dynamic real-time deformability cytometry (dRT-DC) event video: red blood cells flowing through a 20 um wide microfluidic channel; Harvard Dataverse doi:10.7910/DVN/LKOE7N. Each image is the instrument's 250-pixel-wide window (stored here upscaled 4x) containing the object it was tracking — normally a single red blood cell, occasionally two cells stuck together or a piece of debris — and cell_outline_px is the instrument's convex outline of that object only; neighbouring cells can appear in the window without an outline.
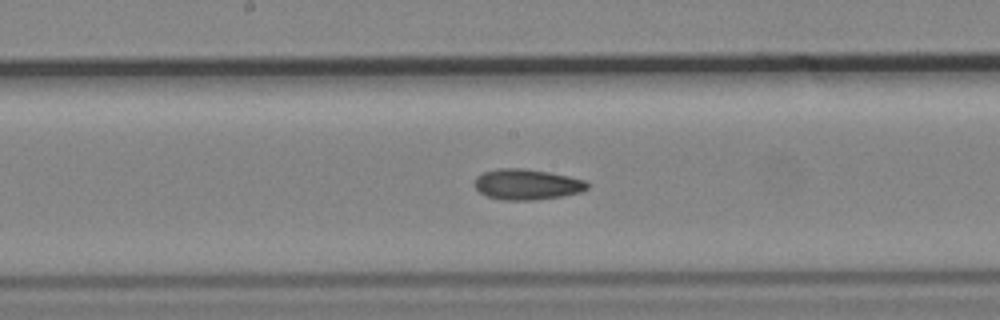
{"species": "common noctule bat (a hibernating species)", "species_latin": "Nyctalus noctula", "temperature_condition": "cold", "stored_images_in_passage": 11, "camera_frame_rate_fps": 3000, "um_per_image_px": 0.085, "animal": {"sex": "male", "body_mass_g": 19.2, "forearm_length_mm": 51.8}, "frame": {"image": 1, "passage_image": 9, "time_ms": 10.667, "image_size_px": [1000, 320], "cell_outline_px": [[588, 188], [580, 192], [564, 196], [532, 200], [504, 200], [488, 196], [480, 192], [476, 188], [476, 176], [484, 172], [500, 168], [524, 168], [548, 172], [568, 176], [584, 180], [588, 184]], "centroid_in_image_um": [44.8, 15.67], "position_along_channel_um": 203.4, "area_um2": 19.94}}
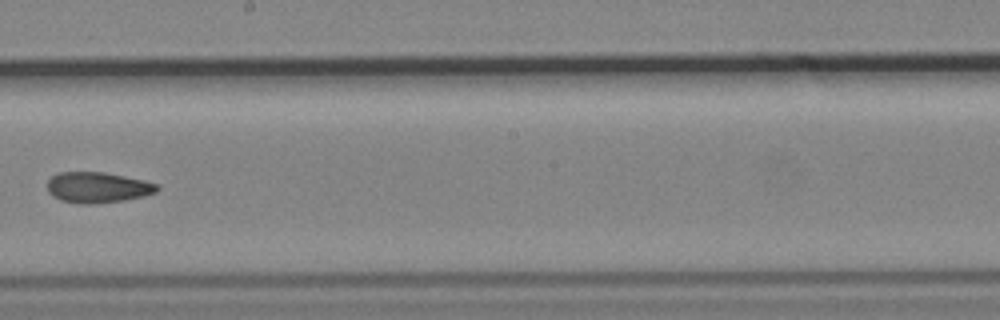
{"frame": {"image": 2, "passage_image": 10, "time_ms": 11.667, "image_size_px": [1000, 320], "cell_outline_px": [[160, 188], [156, 192], [144, 196], [124, 200], [92, 204], [80, 204], [60, 200], [52, 196], [48, 192], [48, 180], [52, 176], [60, 172], [104, 172], [144, 180], [156, 184]], "centroid_in_image_um": [8.29, 15.93], "position_along_channel_um": 239.9, "area_um2": 19.65}}
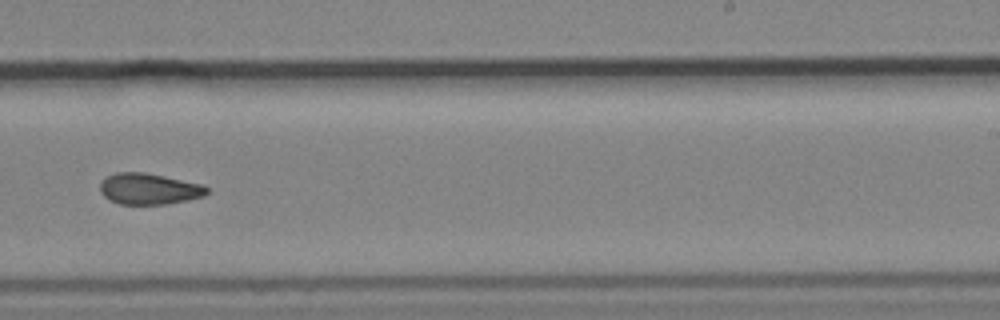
{"frame": {"image": 3, "passage_image": 11, "time_ms": 12.667, "image_size_px": [1000, 320], "cell_outline_px": [[208, 192], [204, 196], [188, 200], [164, 204], [120, 204], [104, 196], [100, 192], [100, 184], [108, 176], [116, 172], [144, 172], [204, 184], [208, 188]], "centroid_in_image_um": [12.7, 16.05], "position_along_channel_um": 276.3, "area_um2": 19.31}}